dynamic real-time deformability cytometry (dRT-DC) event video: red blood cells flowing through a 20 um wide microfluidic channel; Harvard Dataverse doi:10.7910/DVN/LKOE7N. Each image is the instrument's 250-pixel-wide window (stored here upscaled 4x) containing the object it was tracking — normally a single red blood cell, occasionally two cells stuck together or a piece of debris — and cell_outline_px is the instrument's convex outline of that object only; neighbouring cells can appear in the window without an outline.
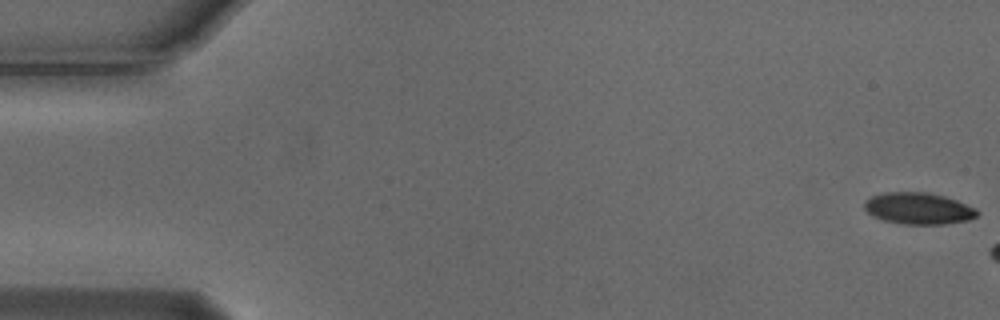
{"species": "Egyptian fruit bat (a non-hibernating species)", "species_latin": "Rousettus aegyptiacus", "temperature_condition": "cold", "stored_images_in_passage": 4, "camera_frame_rate_fps": 3000, "um_per_image_px": 0.085, "animal": {"sex": "male"}, "frame": {"image": 1, "passage_image": 1, "time_ms": 0.0, "image_size_px": [1000, 320], "cell_outline_px": [[980, 212], [976, 216], [968, 220], [944, 224], [904, 224], [884, 220], [872, 216], [864, 208], [864, 200], [872, 196], [884, 192], [928, 192], [944, 196], [956, 200], [976, 208]], "centroid_in_image_um": [78.06, 17.71], "position_along_channel_um": 6.9, "area_um2": 20.81}}